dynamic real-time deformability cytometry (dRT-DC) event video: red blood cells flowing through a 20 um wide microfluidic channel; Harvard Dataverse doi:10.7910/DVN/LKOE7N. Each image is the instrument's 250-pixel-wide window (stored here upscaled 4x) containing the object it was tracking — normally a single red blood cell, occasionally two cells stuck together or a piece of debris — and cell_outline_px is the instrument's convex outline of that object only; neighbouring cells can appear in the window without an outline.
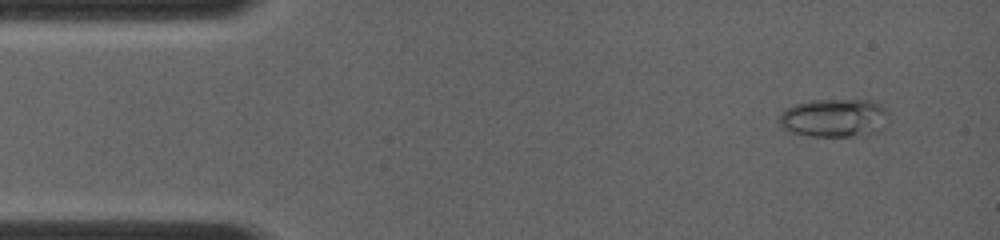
{"species": "common noctule bat (a hibernating species)", "species_latin": "Nyctalus noctula", "temperature_condition": "room temperature", "stored_images_in_passage": 27, "camera_frame_rate_fps": 4000, "um_per_image_px": 0.085, "animal": {"sex": "female", "body_mass_g": 19.0, "forearm_length_mm": 56.7}, "frame": {"image": 1, "passage_image": 3, "time_ms": 1.0, "image_size_px": [1000, 240], "cell_outline_px": [[888, 124], [884, 128], [876, 132], [852, 136], [812, 136], [784, 132], [780, 124], [780, 116], [784, 108], [796, 104], [812, 100], [872, 100], [880, 104], [888, 112]], "centroid_in_image_um": [70.91, 10.03], "position_along_channel_um": 14.1, "area_um2": 24.8}}
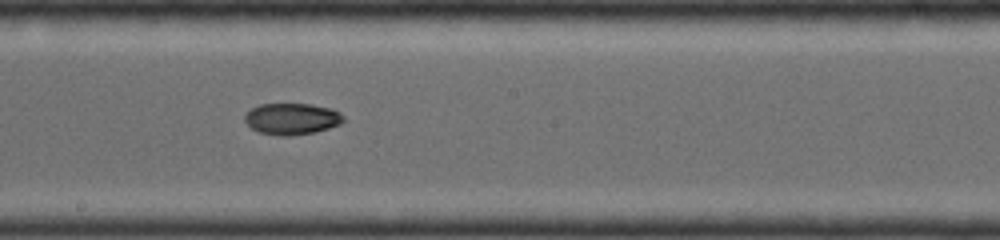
{"frame": {"image": 2, "passage_image": 16, "time_ms": 7.75, "image_size_px": [1000, 240], "cell_outline_px": [[344, 120], [340, 124], [316, 132], [288, 136], [280, 136], [260, 132], [252, 128], [244, 120], [244, 116], [252, 108], [260, 104], [308, 104], [332, 108], [340, 112], [344, 116]], "centroid_in_image_um": [24.83, 10.1], "position_along_channel_um": 223.4, "area_um2": 18.03}}
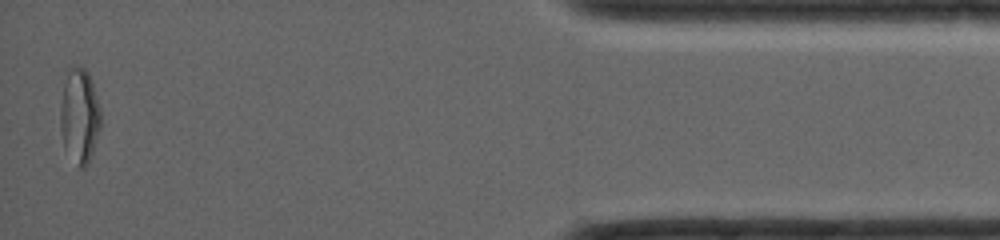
{"frame": {"image": 3, "passage_image": 27, "time_ms": 13.75, "image_size_px": [1000, 240], "cell_outline_px": [[100, 128], [88, 164], [84, 168], [80, 168], [64, 144], [60, 128], [60, 108], [64, 84], [68, 68], [76, 64], [84, 68], [88, 72], [92, 84], [100, 112]], "centroid_in_image_um": [6.75, 9.79], "position_along_channel_um": 428.5, "area_um2": 21.73}}